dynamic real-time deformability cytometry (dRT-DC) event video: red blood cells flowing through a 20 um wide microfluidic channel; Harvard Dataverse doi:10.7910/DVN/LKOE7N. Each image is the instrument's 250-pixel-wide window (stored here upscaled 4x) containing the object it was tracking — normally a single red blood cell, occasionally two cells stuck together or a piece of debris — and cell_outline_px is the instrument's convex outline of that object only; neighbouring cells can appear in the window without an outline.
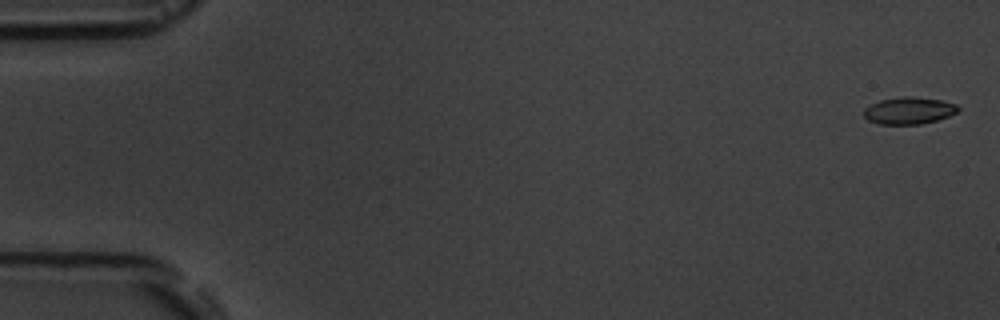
{"species": "common noctule bat (a hibernating species)", "species_latin": "Nyctalus noctula", "temperature_condition": "room temperature", "stored_images_in_passage": 4, "camera_frame_rate_fps": 3000, "um_per_image_px": 0.085, "animal": {"sex": "male", "body_mass_g": 19.5, "forearm_length_mm": 54.6}, "frame": {"image": 1, "passage_image": 1, "time_ms": 0.0, "image_size_px": [1000, 320], "cell_outline_px": [[960, 108], [956, 112], [948, 116], [936, 120], [920, 124], [880, 124], [868, 120], [864, 116], [864, 108], [868, 104], [880, 100], [900, 96], [912, 96], [940, 100], [956, 104]], "centroid_in_image_um": [77.22, 9.39], "position_along_channel_um": 7.8, "area_um2": 14.85}}